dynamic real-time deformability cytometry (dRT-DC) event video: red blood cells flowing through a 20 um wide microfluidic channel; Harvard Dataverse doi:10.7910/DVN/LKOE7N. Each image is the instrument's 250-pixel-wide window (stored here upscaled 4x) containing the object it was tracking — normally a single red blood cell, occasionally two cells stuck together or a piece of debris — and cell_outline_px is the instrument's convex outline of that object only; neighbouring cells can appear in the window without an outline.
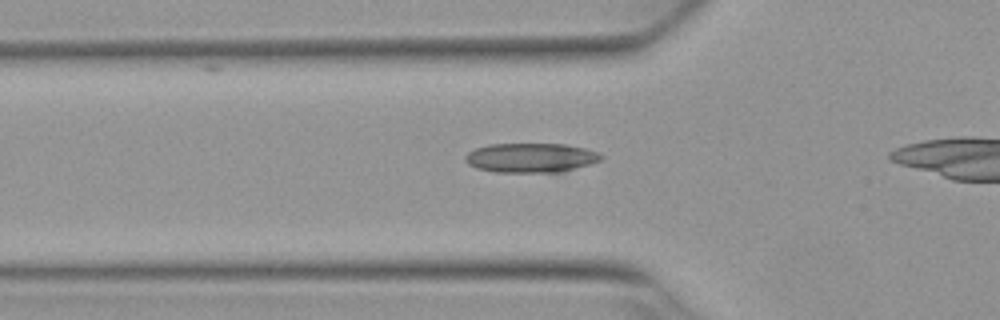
{"species": "Egyptian fruit bat (a non-hibernating species)", "species_latin": "Rousettus aegyptiacus", "temperature_condition": "warm", "stored_images_in_passage": 39, "camera_frame_rate_fps": 3000, "um_per_image_px": 0.085, "animal": {"sex": "female"}, "frame": {"image": 1, "passage_image": 9, "time_ms": 2.667, "image_size_px": [1000, 320], "cell_outline_px": [[604, 156], [600, 160], [564, 172], [496, 172], [476, 168], [468, 164], [464, 160], [464, 156], [468, 152], [476, 148], [488, 144], [564, 144], [584, 148], [596, 152]], "centroid_in_image_um": [45.08, 13.41], "position_along_channel_um": 80.7, "area_um2": 23.24}}
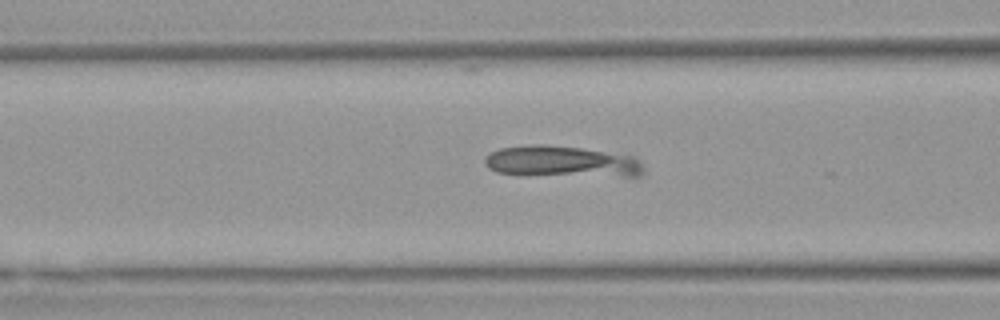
{"frame": {"image": 2, "passage_image": 12, "time_ms": 3.667, "image_size_px": [1000, 320], "cell_outline_px": [[644, 172], [640, 176], [632, 180], [496, 172], [488, 168], [484, 164], [484, 156], [500, 148], [528, 144], [544, 144], [580, 148], [632, 156], [644, 168]], "centroid_in_image_um": [47.86, 13.79], "position_along_channel_um": 118.7, "area_um2": 30.0}}